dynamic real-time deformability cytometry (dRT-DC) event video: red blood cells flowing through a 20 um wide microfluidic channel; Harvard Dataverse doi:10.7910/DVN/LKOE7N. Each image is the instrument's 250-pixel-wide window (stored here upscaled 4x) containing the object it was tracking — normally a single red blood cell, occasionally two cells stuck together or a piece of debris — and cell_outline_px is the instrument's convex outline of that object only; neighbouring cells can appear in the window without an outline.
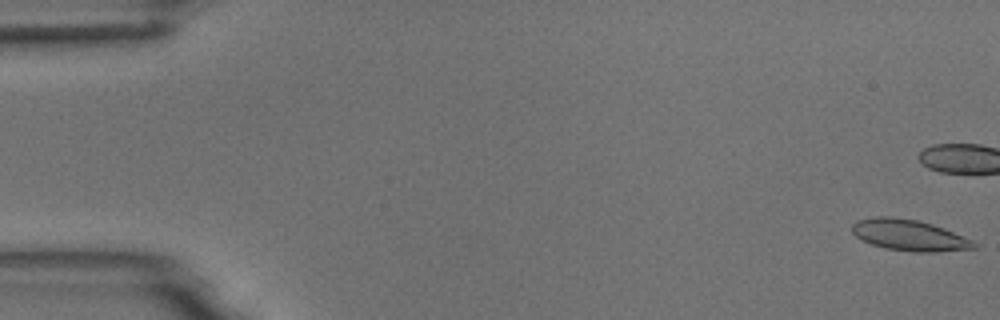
{"species": "common noctule bat (a hibernating species)", "species_latin": "Nyctalus noctula", "temperature_condition": "room temperature", "stored_images_in_passage": 56, "camera_frame_rate_fps": 3000, "um_per_image_px": 0.085, "animal": {"sex": "male", "body_mass_g": 18.8}, "frame": {"image": 1, "passage_image": 1, "time_ms": 0.0, "image_size_px": [1000, 320], "cell_outline_px": [[980, 244], [976, 248], [936, 252], [916, 252], [884, 248], [860, 240], [852, 232], [852, 224], [856, 220], [876, 216], [892, 216], [916, 220], [932, 224], [944, 228], [972, 240]], "centroid_in_image_um": [77.27, 19.99], "position_along_channel_um": 7.7, "area_um2": 22.25}}
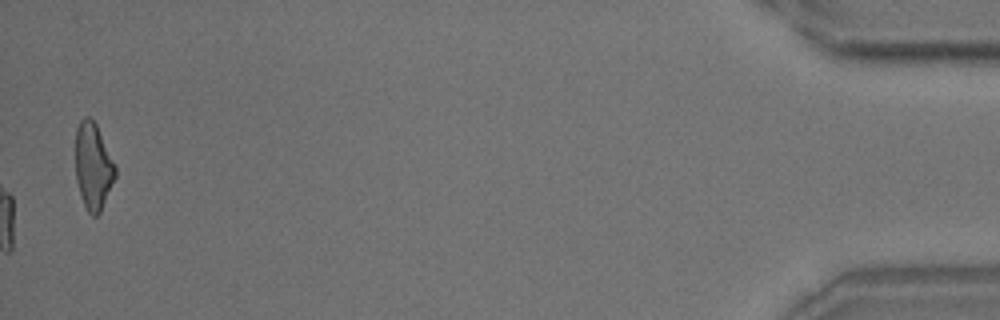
{"frame": {"image": 2, "passage_image": 56, "time_ms": 18.333, "image_size_px": [1000, 320], "cell_outline_px": [[116, 176], [100, 212], [96, 216], [92, 216], [88, 212], [80, 196], [76, 180], [76, 128], [80, 120], [84, 116], [88, 116], [96, 124], [116, 164]], "centroid_in_image_um": [7.92, 14.12], "position_along_channel_um": 427.3, "area_um2": 20.17}, "authors_computed_cell_mechanics": {"area_um2": 21.5883, "velocity_mm_per_s": 3.7151, "shape_relaxation_time_tau1_ms": 9.0423, "shape_relaxation_time_tau2_ms": 2.0369, "deformation_change_tau1": 0.2088, "deformation_change_tau2": 0.0948}}